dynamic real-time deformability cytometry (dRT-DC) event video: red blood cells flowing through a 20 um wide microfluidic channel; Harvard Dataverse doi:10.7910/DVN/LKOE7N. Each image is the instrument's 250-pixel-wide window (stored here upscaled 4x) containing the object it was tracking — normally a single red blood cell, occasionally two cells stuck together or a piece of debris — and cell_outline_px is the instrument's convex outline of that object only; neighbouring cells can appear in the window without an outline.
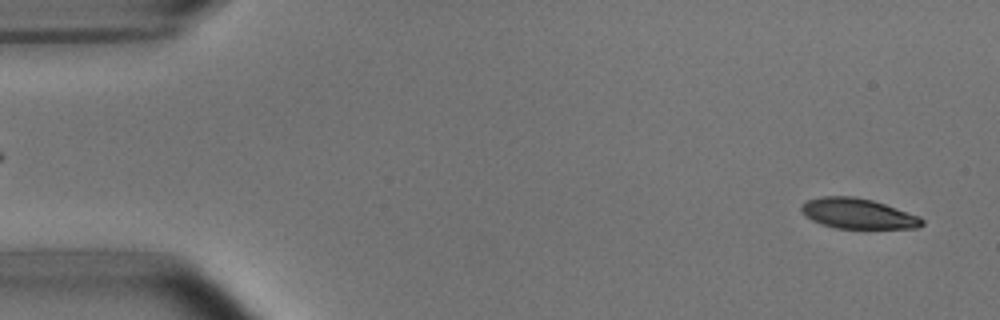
{"species": "common noctule bat (a hibernating species)", "species_latin": "Nyctalus noctula", "temperature_condition": "room temperature", "stored_images_in_passage": 4, "segment_of_instrument_passage": [2, 2], "camera_frame_rate_fps": 3000, "um_per_image_px": 0.085, "animal": {"sex": "male", "body_mass_g": 15.6}, "frame": {"image": 1, "passage_image": 4, "time_ms": 4.333, "image_size_px": [1000, 320], "cell_outline_px": [[924, 224], [916, 228], [836, 228], [820, 224], [812, 220], [800, 208], [808, 200], [820, 196], [856, 196], [872, 200], [920, 216], [924, 220]], "centroid_in_image_um": [72.95, 18.15], "position_along_channel_um": 12.1, "area_um2": 21.1}}